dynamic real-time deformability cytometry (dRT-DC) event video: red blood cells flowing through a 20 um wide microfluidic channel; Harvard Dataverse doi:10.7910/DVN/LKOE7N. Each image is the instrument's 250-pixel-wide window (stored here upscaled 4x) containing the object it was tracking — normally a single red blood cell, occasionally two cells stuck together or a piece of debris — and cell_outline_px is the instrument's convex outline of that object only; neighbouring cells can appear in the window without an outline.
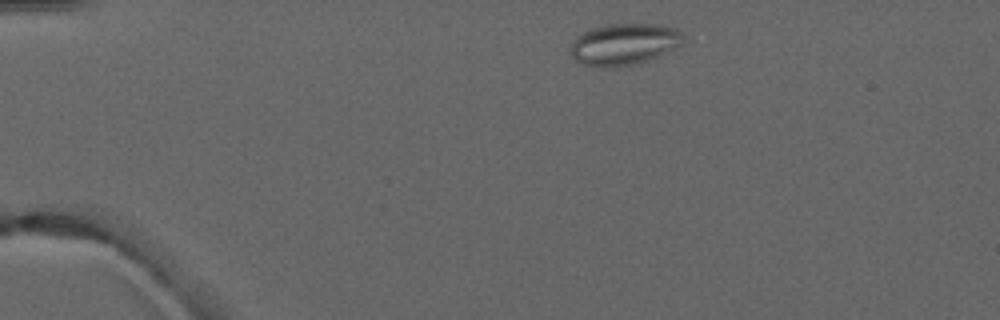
{"species": "common noctule bat (a hibernating species)", "species_latin": "Nyctalus noctula", "temperature_condition": "warm", "stored_images_in_passage": 2, "camera_frame_rate_fps": 3000, "um_per_image_px": 0.085, "animal": {"sex": "male", "forearm_length_mm": 52.5}, "frame": {"image": 1, "passage_image": 1, "time_ms": 0.0, "image_size_px": [1000, 320], "cell_outline_px": [[684, 36], [680, 44], [676, 48], [648, 60], [636, 64], [604, 68], [600, 68], [580, 64], [572, 56], [572, 40], [576, 36], [592, 28], [608, 24], [660, 24], [676, 28]], "centroid_in_image_um": [53.03, 3.76], "position_along_channel_um": 32.0, "area_um2": 27.34}}